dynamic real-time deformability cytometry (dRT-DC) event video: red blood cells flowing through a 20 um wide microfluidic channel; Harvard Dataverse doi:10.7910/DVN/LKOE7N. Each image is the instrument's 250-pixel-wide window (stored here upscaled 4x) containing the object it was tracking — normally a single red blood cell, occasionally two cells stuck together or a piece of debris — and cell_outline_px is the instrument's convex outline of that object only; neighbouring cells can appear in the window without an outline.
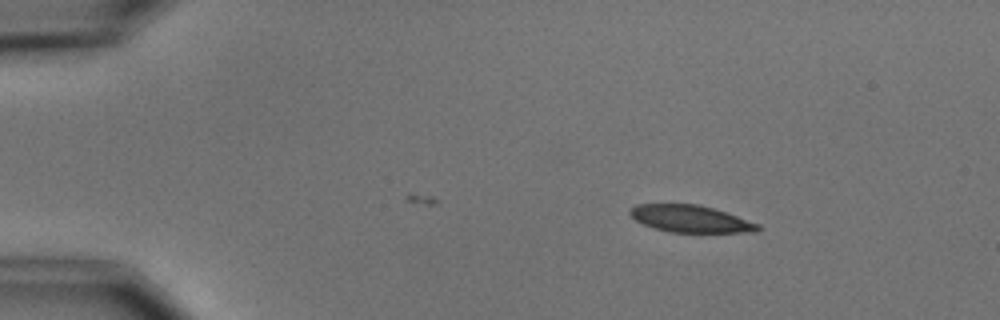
{"species": "common noctule bat (a hibernating species)", "species_latin": "Nyctalus noctula", "temperature_condition": "cold", "stored_images_in_passage": 3, "camera_frame_rate_fps": 3000, "um_per_image_px": 0.085, "animal": {"sex": "male", "body_mass_g": 15.6}, "frame": {"image": 1, "passage_image": 1, "time_ms": 0.0, "image_size_px": [1000, 320], "cell_outline_px": [[764, 228], [756, 232], [668, 232], [644, 224], [636, 220], [628, 212], [636, 204], [696, 204], [712, 208], [760, 224]], "centroid_in_image_um": [58.72, 18.6], "position_along_channel_um": 26.3, "area_um2": 19.94}}